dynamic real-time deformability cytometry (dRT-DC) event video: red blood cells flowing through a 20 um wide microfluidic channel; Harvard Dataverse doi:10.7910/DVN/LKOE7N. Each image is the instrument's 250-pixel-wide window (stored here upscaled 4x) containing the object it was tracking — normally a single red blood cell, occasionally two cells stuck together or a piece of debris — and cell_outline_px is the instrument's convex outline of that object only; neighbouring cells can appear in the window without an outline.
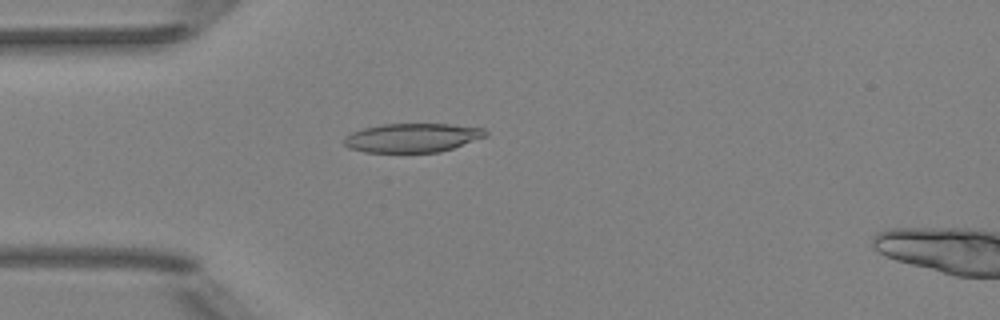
{"species": "Egyptian fruit bat (a non-hibernating species)", "species_latin": "Rousettus aegyptiacus", "temperature_condition": "room temperature", "stored_images_in_passage": 52, "camera_frame_rate_fps": 3000, "um_per_image_px": 0.085, "animal": {"sex": "female"}, "frame": {"image": 1, "passage_image": 15, "time_ms": 4.667, "image_size_px": [1000, 320], "cell_outline_px": [[488, 136], [440, 152], [364, 152], [348, 148], [344, 144], [344, 136], [352, 132], [364, 128], [380, 124], [448, 124], [484, 128], [488, 132]], "centroid_in_image_um": [35.04, 11.71], "position_along_channel_um": 50.0, "area_um2": 23.93}}
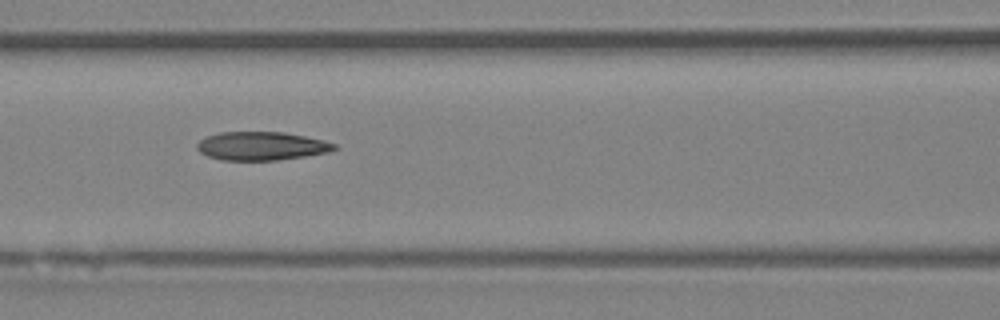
{"frame": {"image": 2, "passage_image": 23, "time_ms": 7.333, "image_size_px": [1000, 320], "cell_outline_px": [[336, 148], [328, 152], [304, 156], [276, 160], [220, 160], [208, 156], [200, 152], [196, 148], [196, 144], [200, 140], [208, 136], [220, 132], [284, 132], [324, 140], [336, 144]], "centroid_in_image_um": [22.2, 12.41], "position_along_channel_um": 144.4, "area_um2": 22.66}}
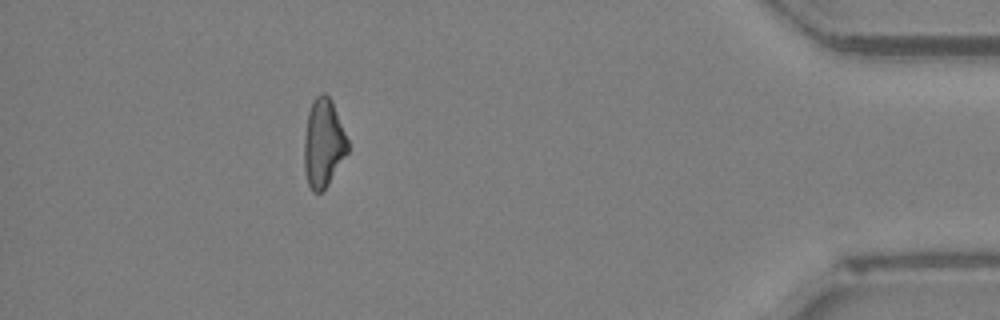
{"frame": {"image": 3, "passage_image": 47, "time_ms": 15.333, "image_size_px": [1000, 320], "cell_outline_px": [[348, 152], [328, 184], [320, 192], [312, 192], [308, 184], [304, 172], [304, 140], [308, 112], [312, 100], [320, 92], [324, 92], [332, 100], [348, 140]], "centroid_in_image_um": [27.48, 12.15], "position_along_channel_um": 407.7, "area_um2": 22.48}, "authors_computed_cell_mechanics": {"area_um2": 23.0911, "velocity_mm_per_s": 3.9622, "shape_relaxation_time_tau1_ms": null, "shape_relaxation_time_tau2_ms": 4.1005, "deformation_change_tau1": null, "deformation_change_tau2": 0.1286}}